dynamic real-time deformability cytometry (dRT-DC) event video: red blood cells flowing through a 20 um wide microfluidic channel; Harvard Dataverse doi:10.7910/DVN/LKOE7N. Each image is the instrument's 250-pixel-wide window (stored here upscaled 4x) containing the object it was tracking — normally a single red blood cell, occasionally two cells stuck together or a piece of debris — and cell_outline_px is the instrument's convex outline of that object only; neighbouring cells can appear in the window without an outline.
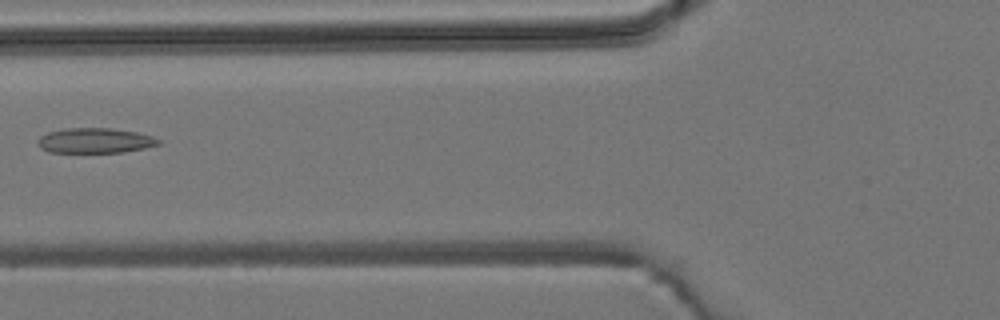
{"species": "common noctule bat (a hibernating species)", "species_latin": "Nyctalus noctula", "temperature_condition": "room temperature", "stored_images_in_passage": 6, "camera_frame_rate_fps": 3000, "um_per_image_px": 0.085, "animal": {"sex": "male", "body_mass_g": 19.2, "forearm_length_mm": 51.8}, "frame": {"image": 1, "passage_image": 6, "time_ms": 5.667, "image_size_px": [1000, 320], "cell_outline_px": [[160, 144], [144, 148], [124, 152], [48, 152], [40, 148], [36, 140], [40, 136], [48, 132], [64, 128], [112, 128], [136, 132], [152, 136], [160, 140]], "centroid_in_image_um": [8.05, 11.94], "position_along_channel_um": 117.8, "area_um2": 17.69}}